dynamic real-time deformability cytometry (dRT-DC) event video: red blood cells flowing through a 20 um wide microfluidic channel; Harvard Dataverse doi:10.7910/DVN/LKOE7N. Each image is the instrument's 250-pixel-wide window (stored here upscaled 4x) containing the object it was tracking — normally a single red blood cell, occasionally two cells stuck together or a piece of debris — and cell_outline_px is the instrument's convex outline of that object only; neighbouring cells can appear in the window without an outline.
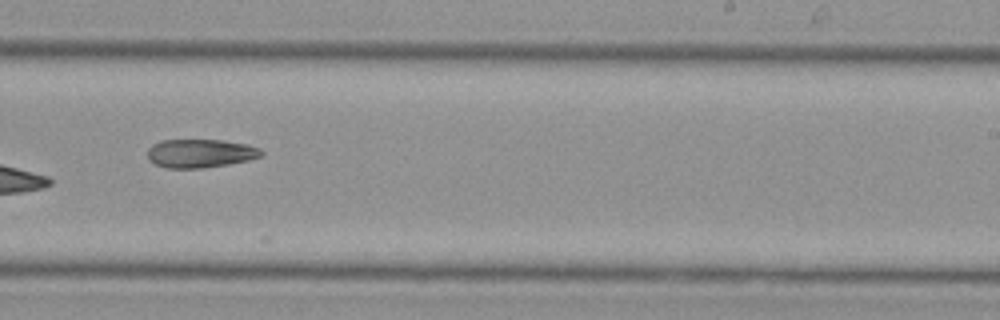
{"species": "Egyptian fruit bat (a non-hibernating species)", "species_latin": "Rousettus aegyptiacus", "temperature_condition": "cold", "stored_images_in_passage": 25, "camera_frame_rate_fps": 3000, "um_per_image_px": 0.085, "animal": {"sex": "female"}, "frame": {"image": 1, "passage_image": 12, "time_ms": 3.667, "image_size_px": [1000, 320], "cell_outline_px": [[264, 152], [260, 156], [248, 160], [228, 164], [200, 168], [168, 168], [156, 164], [148, 160], [148, 148], [152, 144], [160, 140], [220, 140], [248, 144], [260, 148]], "centroid_in_image_um": [17.01, 13.03], "position_along_channel_um": 272.0, "area_um2": 18.9}}
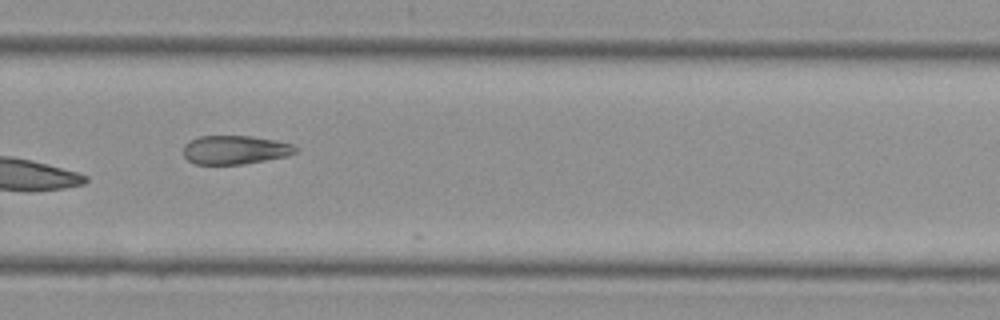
{"frame": {"image": 2, "passage_image": 14, "time_ms": 4.333, "image_size_px": [1000, 320], "cell_outline_px": [[300, 148], [296, 152], [288, 156], [244, 164], [196, 164], [188, 160], [184, 156], [184, 144], [188, 140], [200, 136], [252, 136], [276, 140], [292, 144]], "centroid_in_image_um": [20.0, 12.73], "position_along_channel_um": 309.8, "area_um2": 18.96}}